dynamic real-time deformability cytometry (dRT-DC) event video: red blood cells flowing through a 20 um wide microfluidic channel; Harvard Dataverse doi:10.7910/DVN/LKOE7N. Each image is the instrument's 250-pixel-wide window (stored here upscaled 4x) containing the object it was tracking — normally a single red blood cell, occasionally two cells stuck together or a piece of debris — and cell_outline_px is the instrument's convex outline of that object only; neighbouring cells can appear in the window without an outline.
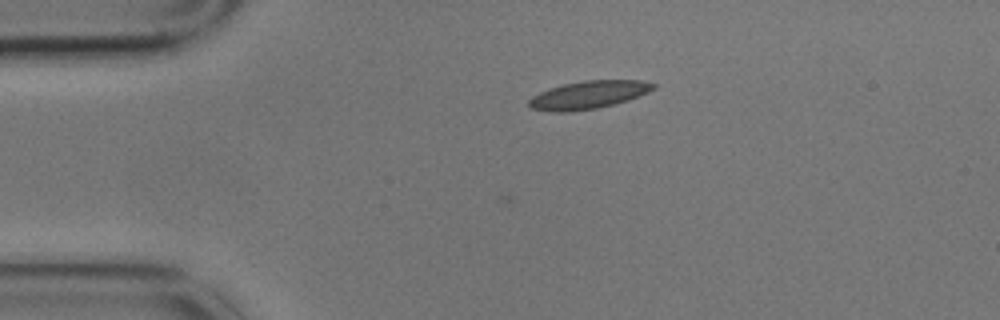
{"species": "common noctule bat (a hibernating species)", "species_latin": "Nyctalus noctula", "temperature_condition": "cold", "stored_images_in_passage": 6, "camera_frame_rate_fps": 3000, "um_per_image_px": 0.085, "animal": {"sex": "male", "body_mass_g": 17.9}, "frame": {"image": 1, "passage_image": 1, "time_ms": 0.0, "image_size_px": [1000, 320], "cell_outline_px": [[660, 84], [656, 88], [648, 92], [628, 100], [596, 108], [572, 112], [548, 112], [532, 108], [528, 104], [528, 100], [532, 96], [548, 88], [564, 84], [584, 80], [644, 80]], "centroid_in_image_um": [50.04, 8.06], "position_along_channel_um": 35.0, "area_um2": 20.46}}